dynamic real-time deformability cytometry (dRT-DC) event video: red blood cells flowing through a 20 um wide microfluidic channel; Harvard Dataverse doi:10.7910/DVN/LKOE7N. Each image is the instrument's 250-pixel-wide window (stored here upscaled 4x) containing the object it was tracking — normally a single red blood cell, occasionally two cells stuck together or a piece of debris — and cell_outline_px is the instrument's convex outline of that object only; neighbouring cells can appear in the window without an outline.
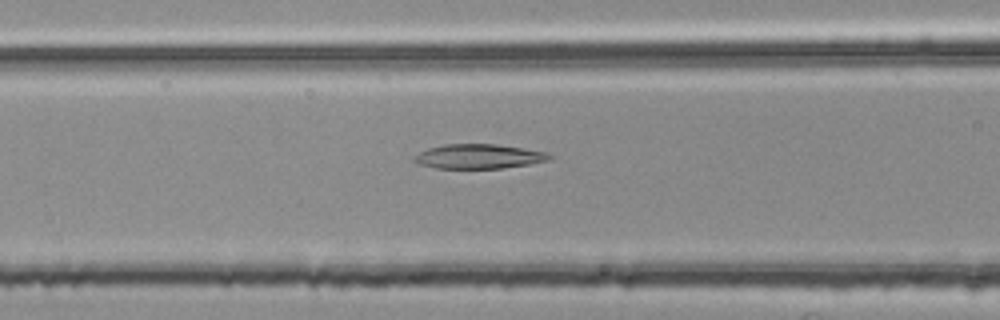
{"species": "common noctule bat (a hibernating species)", "species_latin": "Nyctalus noctula", "temperature_condition": "room temperature", "stored_images_in_passage": 34, "camera_frame_rate_fps": 3000, "um_per_image_px": 0.085, "animal": {"sex": "female", "body_mass_g": 25.1}, "frame": {"image": 1, "passage_image": 9, "time_ms": 2.667, "image_size_px": [1000, 320], "cell_outline_px": [[552, 156], [548, 160], [528, 164], [504, 168], [436, 168], [420, 164], [412, 160], [412, 156], [428, 148], [444, 144], [496, 144], [524, 148], [544, 152]], "centroid_in_image_um": [40.64, 13.29], "position_along_channel_um": 126.0, "area_um2": 19.19}}
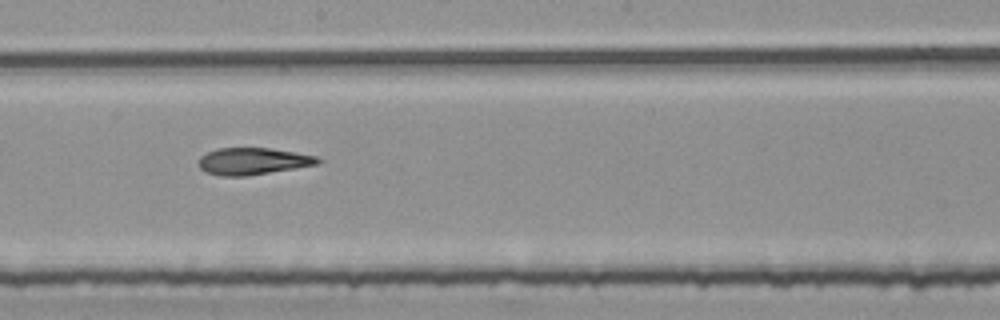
{"frame": {"image": 2, "passage_image": 17, "time_ms": 5.333, "image_size_px": [1000, 320], "cell_outline_px": [[324, 160], [320, 164], [296, 168], [244, 176], [220, 176], [204, 172], [200, 168], [200, 156], [216, 148], [268, 148], [296, 152], [316, 156]], "centroid_in_image_um": [21.52, 13.7], "position_along_channel_um": 226.7, "area_um2": 18.73}}
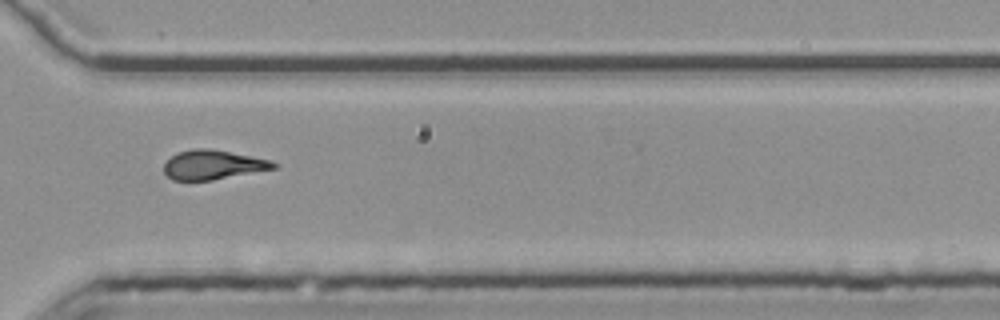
{"frame": {"image": 3, "passage_image": 27, "time_ms": 8.667, "image_size_px": [1000, 320], "cell_outline_px": [[280, 168], [212, 180], [172, 180], [164, 172], [164, 164], [176, 152], [192, 148], [208, 148], [252, 156], [272, 160], [280, 164]], "centroid_in_image_um": [18.16, 14.0], "position_along_channel_um": 352.4, "area_um2": 19.02}, "authors_computed_cell_mechanics": {"area_um2": 19.6231, "velocity_mm_per_s": 3.7837, "shape_relaxation_time_tau1_ms": null, "shape_relaxation_time_tau2_ms": 3.6555, "deformation_change_tau1": null, "deformation_change_tau2": 0.1351}}